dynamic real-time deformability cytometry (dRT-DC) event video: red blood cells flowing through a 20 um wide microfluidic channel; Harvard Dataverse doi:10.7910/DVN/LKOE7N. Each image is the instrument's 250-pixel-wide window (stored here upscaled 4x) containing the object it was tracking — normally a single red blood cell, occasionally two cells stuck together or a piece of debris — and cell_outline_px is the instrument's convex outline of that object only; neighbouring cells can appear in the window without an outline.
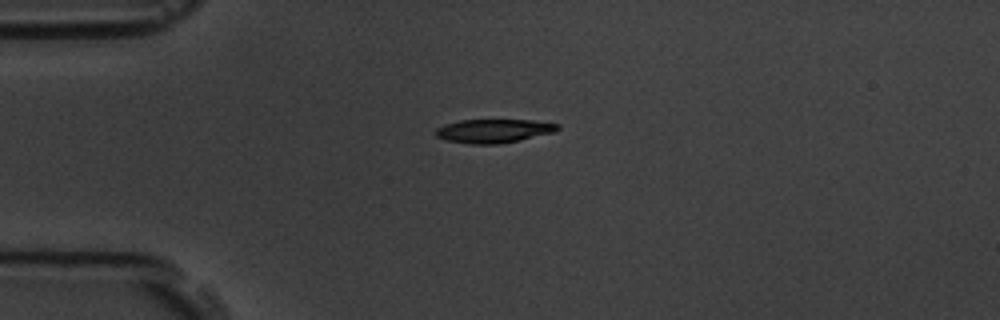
{"species": "common noctule bat (a hibernating species)", "species_latin": "Nyctalus noctula", "temperature_condition": "room temperature", "stored_images_in_passage": 7, "camera_frame_rate_fps": 3000, "um_per_image_px": 0.085, "animal": {"sex": "male", "body_mass_g": 19.5, "forearm_length_mm": 54.6}, "frame": {"image": 1, "passage_image": 1, "time_ms": 0.0, "image_size_px": [1000, 320], "cell_outline_px": [[560, 128], [556, 132], [520, 140], [500, 144], [472, 144], [448, 140], [436, 136], [436, 128], [444, 124], [460, 120], [532, 120], [560, 124]], "centroid_in_image_um": [42.01, 11.12], "position_along_channel_um": 43.0, "area_um2": 16.88}}
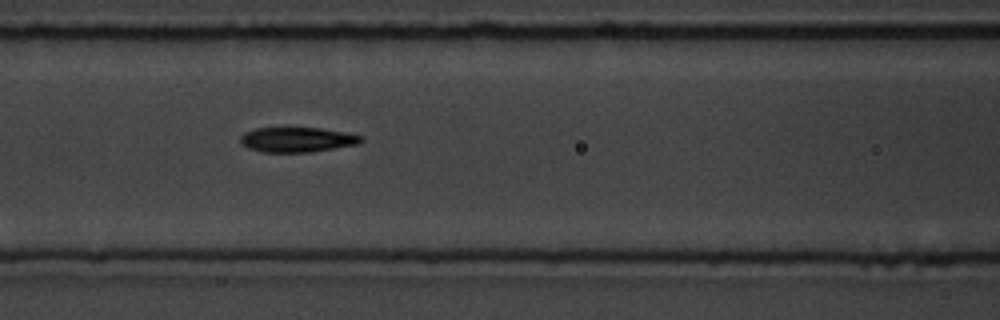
{"frame": {"image": 2, "passage_image": 4, "time_ms": 3.333, "image_size_px": [1000, 320], "cell_outline_px": [[364, 140], [360, 144], [308, 152], [260, 152], [248, 148], [240, 144], [240, 136], [244, 132], [256, 128], [288, 124], [320, 128], [344, 132], [360, 136]], "centroid_in_image_um": [25.18, 11.82], "position_along_channel_um": 141.4, "area_um2": 18.44}}
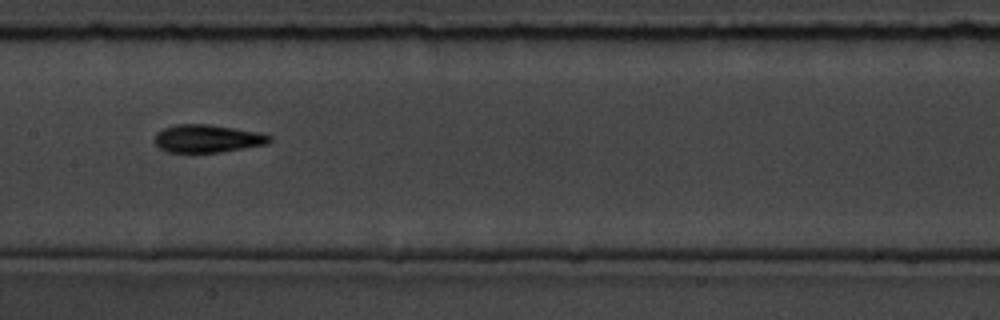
{"frame": {"image": 3, "passage_image": 5, "time_ms": 4.667, "image_size_px": [1000, 320], "cell_outline_px": [[272, 140], [268, 144], [220, 152], [168, 152], [160, 148], [156, 144], [156, 132], [164, 128], [176, 124], [208, 124], [264, 132], [272, 136]], "centroid_in_image_um": [17.7, 11.77], "position_along_channel_um": 189.7, "area_um2": 18.79}}